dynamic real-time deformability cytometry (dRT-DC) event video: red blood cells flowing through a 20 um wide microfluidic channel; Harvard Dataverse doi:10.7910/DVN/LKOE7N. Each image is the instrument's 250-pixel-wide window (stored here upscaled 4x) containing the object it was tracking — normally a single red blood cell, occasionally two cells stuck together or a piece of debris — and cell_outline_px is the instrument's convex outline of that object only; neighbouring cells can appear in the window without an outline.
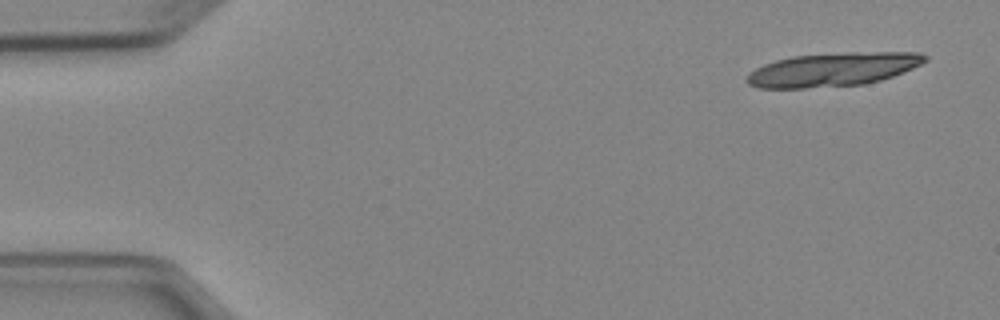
{"species": "Egyptian fruit bat (a non-hibernating species)", "species_latin": "Rousettus aegyptiacus", "temperature_condition": "cold", "stored_images_in_passage": 4, "segment_of_instrument_passage": [1, 2], "camera_frame_rate_fps": 3000, "um_per_image_px": 0.085, "animal": {"sex": "female"}, "frame": {"image": 1, "passage_image": 1, "time_ms": 0.0, "image_size_px": [1000, 320], "cell_outline_px": [[928, 60], [904, 72], [880, 80], [864, 84], [804, 88], [760, 88], [748, 84], [744, 80], [756, 68], [764, 64], [776, 60], [792, 56], [848, 52], [920, 52], [928, 56]], "centroid_in_image_um": [70.82, 5.9], "position_along_channel_um": 14.2, "area_um2": 34.85}}